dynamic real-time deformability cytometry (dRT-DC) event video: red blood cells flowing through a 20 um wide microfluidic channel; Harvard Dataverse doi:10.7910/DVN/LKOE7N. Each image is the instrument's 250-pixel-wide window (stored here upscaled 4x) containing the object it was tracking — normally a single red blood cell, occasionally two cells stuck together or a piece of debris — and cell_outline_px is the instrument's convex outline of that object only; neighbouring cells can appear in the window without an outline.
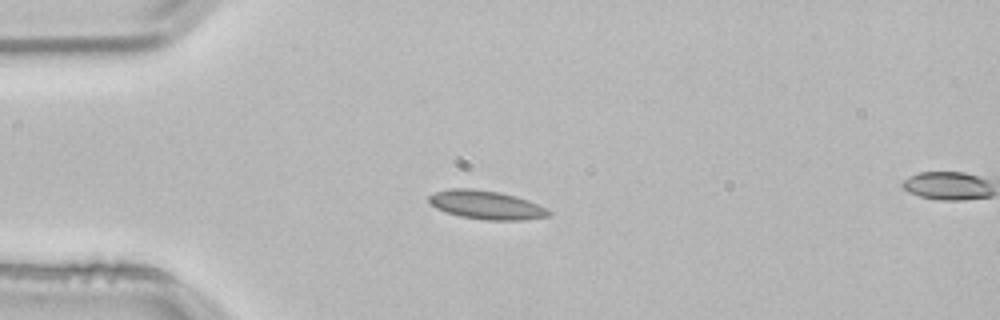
{"species": "common noctule bat (a hibernating species)", "species_latin": "Nyctalus noctula", "temperature_condition": "room temperature", "stored_images_in_passage": 3, "segment_of_instrument_passage": [1, 2], "camera_frame_rate_fps": 3000, "um_per_image_px": 0.085, "animal": {"sex": "male", "body_mass_g": 21.5, "forearm_length_mm": 52.0}, "frame": {"image": 1, "passage_image": 2, "time_ms": 0.333, "image_size_px": [1000, 320], "cell_outline_px": [[552, 216], [524, 220], [484, 220], [460, 216], [436, 208], [428, 200], [428, 196], [436, 192], [448, 188], [472, 188], [500, 192], [516, 196], [528, 200], [548, 208], [552, 212]], "centroid_in_image_um": [41.39, 17.42], "position_along_channel_um": 43.6, "area_um2": 20.17}}